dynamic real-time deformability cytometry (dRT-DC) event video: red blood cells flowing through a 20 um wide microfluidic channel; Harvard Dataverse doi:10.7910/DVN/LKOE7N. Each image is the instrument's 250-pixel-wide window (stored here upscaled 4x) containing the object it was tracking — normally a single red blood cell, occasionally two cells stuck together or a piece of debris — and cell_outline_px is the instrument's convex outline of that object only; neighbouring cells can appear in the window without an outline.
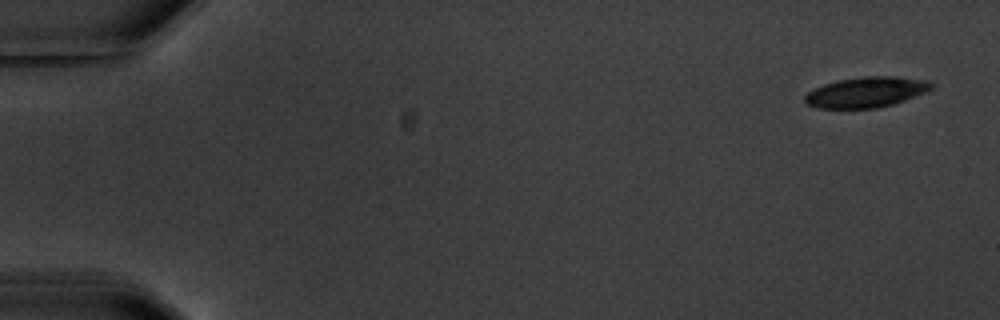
{"species": "common noctule bat (a hibernating species)", "species_latin": "Nyctalus noctula", "temperature_condition": "warm", "stored_images_in_passage": 4, "camera_frame_rate_fps": 3000, "um_per_image_px": 0.085, "animal": {"sex": "male", "body_mass_g": 20.1, "forearm_length_mm": 53.5}, "frame": {"image": 1, "passage_image": 1, "time_ms": 0.0, "image_size_px": [1000, 320], "cell_outline_px": [[932, 88], [924, 92], [904, 100], [892, 104], [876, 108], [816, 108], [804, 104], [804, 96], [808, 92], [824, 84], [840, 80], [864, 76], [896, 76], [928, 80], [932, 84]], "centroid_in_image_um": [73.59, 7.83], "position_along_channel_um": 11.4, "area_um2": 22.31}}